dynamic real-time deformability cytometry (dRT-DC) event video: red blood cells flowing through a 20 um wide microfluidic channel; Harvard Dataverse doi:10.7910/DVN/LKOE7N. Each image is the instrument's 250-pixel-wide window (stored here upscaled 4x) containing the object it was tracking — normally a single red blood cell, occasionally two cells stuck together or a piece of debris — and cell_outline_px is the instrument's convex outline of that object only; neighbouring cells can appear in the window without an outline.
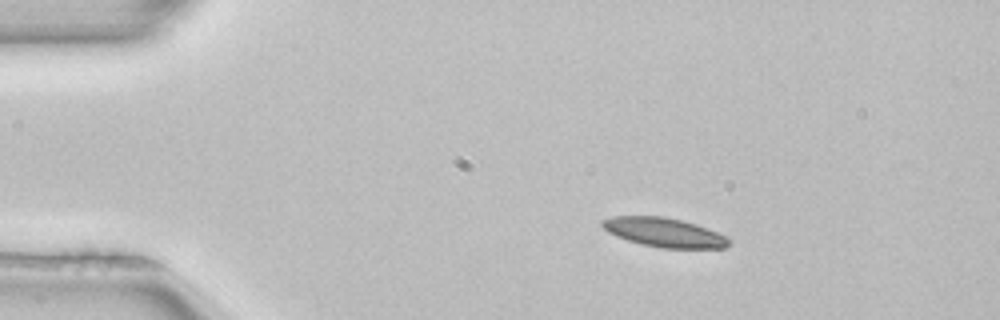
{"species": "common noctule bat (a hibernating species)", "species_latin": "Nyctalus noctula", "temperature_condition": "room temperature", "stored_images_in_passage": 3, "camera_frame_rate_fps": 3000, "um_per_image_px": 0.085, "animal": {"sex": "female", "body_mass_g": 22.7, "forearm_length_mm": 54.2}, "frame": {"image": 1, "passage_image": 1, "time_ms": 0.0, "image_size_px": [1000, 320], "cell_outline_px": [[732, 244], [724, 248], [660, 248], [640, 244], [616, 236], [608, 232], [600, 224], [600, 220], [612, 216], [664, 216], [696, 224], [708, 228], [728, 236]], "centroid_in_image_um": [56.47, 19.76], "position_along_channel_um": 28.5, "area_um2": 21.79}}